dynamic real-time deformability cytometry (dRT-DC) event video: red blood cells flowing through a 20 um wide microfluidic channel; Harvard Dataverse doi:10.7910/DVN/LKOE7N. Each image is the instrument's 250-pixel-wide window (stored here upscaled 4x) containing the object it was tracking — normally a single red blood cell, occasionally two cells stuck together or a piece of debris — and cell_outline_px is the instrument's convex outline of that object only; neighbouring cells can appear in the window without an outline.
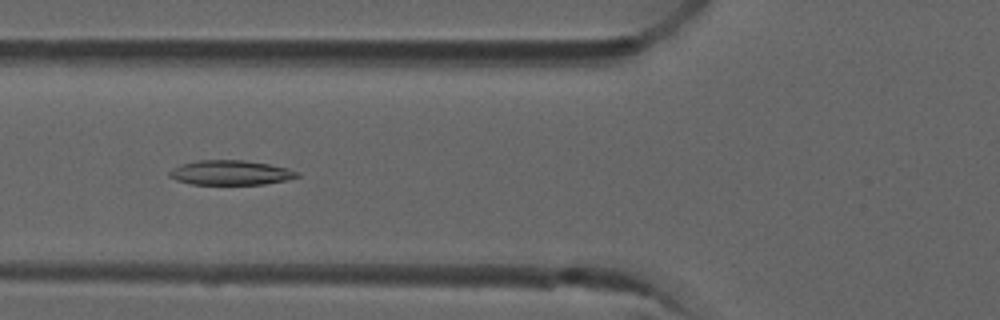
{"species": "common noctule bat (a hibernating species)", "species_latin": "Nyctalus noctula", "temperature_condition": "room temperature", "stored_images_in_passage": 6, "camera_frame_rate_fps": 3000, "um_per_image_px": 0.085, "animal": {"sex": "male", "forearm_length_mm": 52.5}, "frame": {"image": 1, "passage_image": 5, "time_ms": 1.333, "image_size_px": [1000, 320], "cell_outline_px": [[300, 176], [288, 180], [264, 184], [192, 184], [176, 180], [168, 176], [168, 172], [172, 168], [180, 164], [196, 160], [244, 160], [268, 164], [288, 168], [300, 172]], "centroid_in_image_um": [19.6, 14.67], "position_along_channel_um": 106.2, "area_um2": 18.5}}
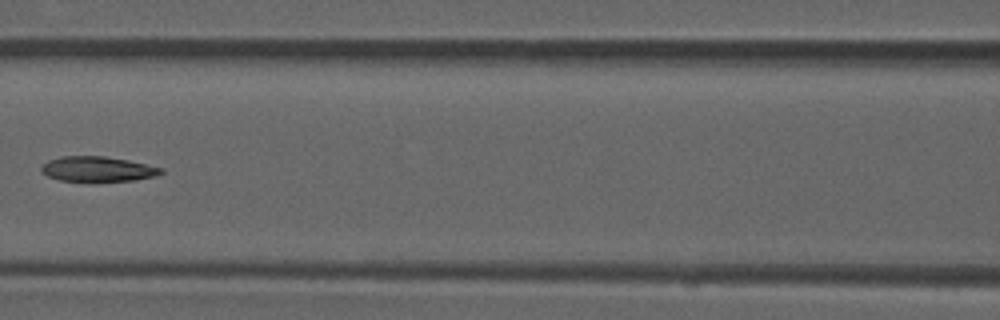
{"frame": {"image": 2, "passage_image": 6, "time_ms": 1.667, "image_size_px": [1000, 320], "cell_outline_px": [[164, 172], [156, 176], [136, 180], [56, 180], [40, 172], [40, 168], [48, 160], [64, 156], [104, 156], [128, 160], [164, 168]], "centroid_in_image_um": [8.31, 14.35], "position_along_channel_um": 158.3, "area_um2": 17.28}}